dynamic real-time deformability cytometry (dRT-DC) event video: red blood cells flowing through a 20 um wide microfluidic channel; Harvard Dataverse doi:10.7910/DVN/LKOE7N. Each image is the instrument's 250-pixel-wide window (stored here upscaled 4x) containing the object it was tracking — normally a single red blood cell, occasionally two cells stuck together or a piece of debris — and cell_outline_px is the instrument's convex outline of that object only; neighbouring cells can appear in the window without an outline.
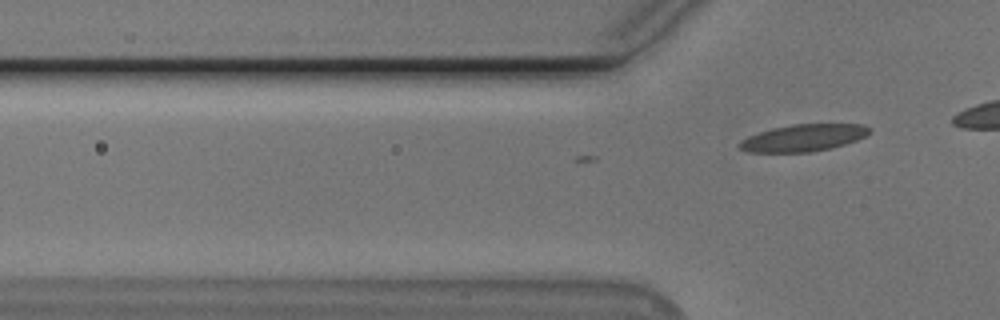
{"species": "Egyptian fruit bat (a non-hibernating species)", "species_latin": "Rousettus aegyptiacus", "temperature_condition": "cold", "stored_images_in_passage": 8, "camera_frame_rate_fps": 3000, "um_per_image_px": 0.085, "animal": {"sex": "male"}, "frame": {"image": 1, "passage_image": 8, "time_ms": 2.333, "image_size_px": [1000, 320], "cell_outline_px": [[872, 128], [864, 136], [856, 140], [832, 148], [812, 152], [748, 152], [740, 148], [736, 144], [740, 140], [748, 136], [772, 128], [792, 124], [864, 124]], "centroid_in_image_um": [68.26, 11.71], "position_along_channel_um": 57.5, "area_um2": 20.46}}